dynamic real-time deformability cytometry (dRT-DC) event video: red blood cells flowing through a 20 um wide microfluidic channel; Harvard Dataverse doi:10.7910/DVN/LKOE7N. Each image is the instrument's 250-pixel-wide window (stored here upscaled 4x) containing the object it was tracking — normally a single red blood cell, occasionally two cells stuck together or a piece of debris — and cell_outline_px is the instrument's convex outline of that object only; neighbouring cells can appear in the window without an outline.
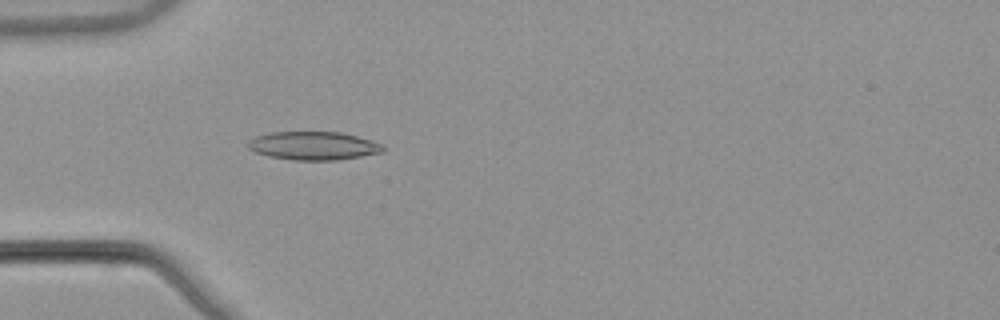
{"species": "common noctule bat (a hibernating species)", "species_latin": "Nyctalus noctula", "temperature_condition": "warm", "stored_images_in_passage": 49, "camera_frame_rate_fps": 3000, "um_per_image_px": 0.085, "animal": {"sex": "male", "body_mass_g": 21.5, "forearm_length_mm": 52.0}, "frame": {"image": 1, "passage_image": 13, "time_ms": 4.0, "image_size_px": [1000, 320], "cell_outline_px": [[384, 152], [336, 160], [292, 160], [268, 156], [256, 152], [248, 148], [248, 140], [256, 136], [272, 132], [340, 132], [356, 136], [384, 144]], "centroid_in_image_um": [26.64, 12.39], "position_along_channel_um": 58.4, "area_um2": 22.25}}
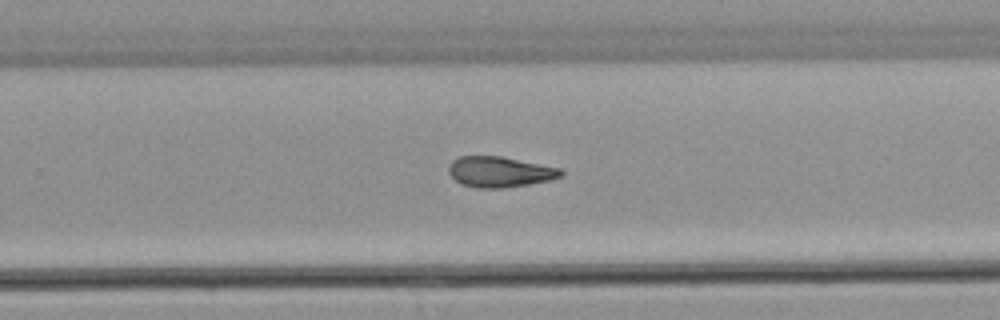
{"frame": {"image": 2, "passage_image": 31, "time_ms": 10.0, "image_size_px": [1000, 320], "cell_outline_px": [[564, 176], [548, 180], [528, 184], [500, 188], [476, 188], [460, 184], [448, 172], [448, 168], [452, 160], [460, 156], [500, 156], [560, 168], [564, 172]], "centroid_in_image_um": [42.46, 14.61], "position_along_channel_um": 287.3, "area_um2": 19.94}}
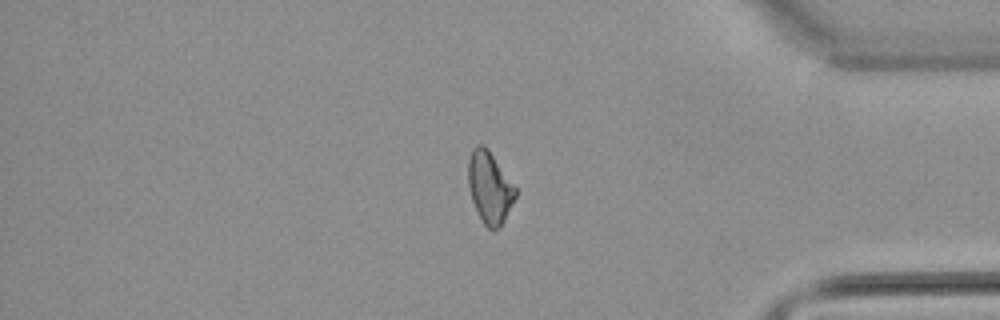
{"frame": {"image": 3, "passage_image": 41, "time_ms": 13.333, "image_size_px": [1000, 320], "cell_outline_px": [[516, 196], [504, 220], [492, 232], [484, 224], [472, 200], [468, 184], [468, 160], [472, 148], [476, 144], [484, 144], [488, 148], [516, 188]], "centroid_in_image_um": [41.6, 15.89], "position_along_channel_um": 393.6, "area_um2": 19.54}, "authors_computed_cell_mechanics": {"area_um2": 20.5768, "velocity_mm_per_s": 3.9107, "shape_relaxation_time_tau1_ms": null, "shape_relaxation_time_tau2_ms": 9.3406, "deformation_change_tau1": null, "deformation_change_tau2": 0.1946}}